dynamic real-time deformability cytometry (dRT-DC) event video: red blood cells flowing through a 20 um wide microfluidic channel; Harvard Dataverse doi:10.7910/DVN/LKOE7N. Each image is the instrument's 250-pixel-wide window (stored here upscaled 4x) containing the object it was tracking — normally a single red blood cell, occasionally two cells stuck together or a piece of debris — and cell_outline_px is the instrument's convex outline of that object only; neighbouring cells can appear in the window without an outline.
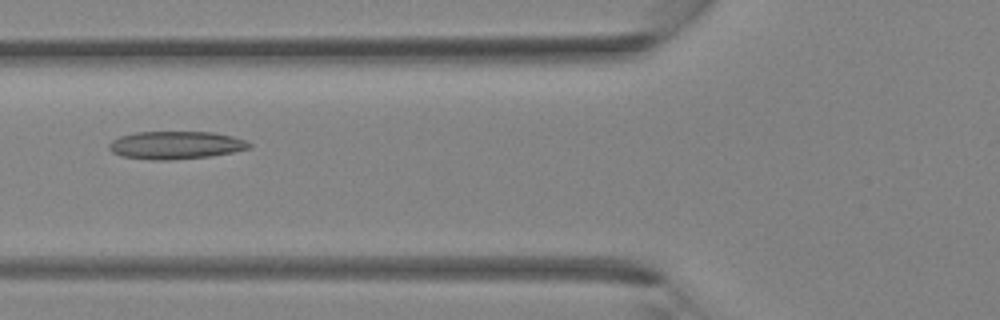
{"species": "Egyptian fruit bat (a non-hibernating species)", "species_latin": "Rousettus aegyptiacus", "temperature_condition": "room temperature", "stored_images_in_passage": 38, "camera_frame_rate_fps": 3000, "um_per_image_px": 0.085, "animal": {"sex": "female"}, "frame": {"image": 1, "passage_image": 15, "time_ms": 4.667, "image_size_px": [1000, 320], "cell_outline_px": [[252, 148], [232, 152], [208, 156], [172, 160], [152, 160], [120, 156], [112, 152], [108, 148], [108, 144], [112, 140], [120, 136], [136, 132], [212, 132], [232, 136], [244, 140], [252, 144]], "centroid_in_image_um": [14.91, 12.34], "position_along_channel_um": 110.9, "area_um2": 22.77}}
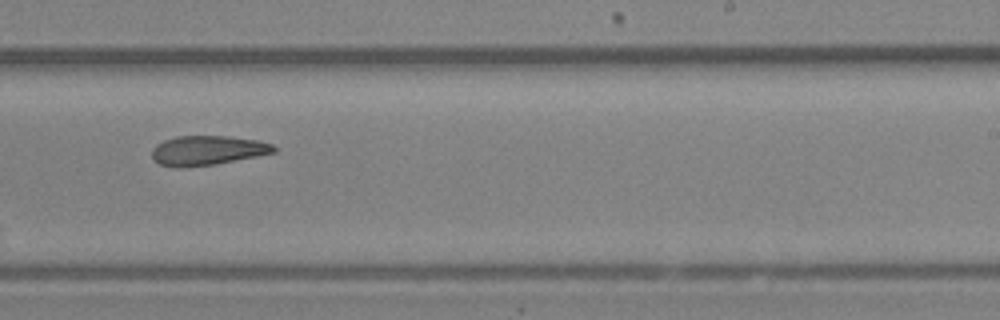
{"frame": {"image": 2, "passage_image": 24, "time_ms": 7.667, "image_size_px": [1000, 320], "cell_outline_px": [[276, 152], [216, 164], [184, 168], [176, 168], [160, 164], [152, 156], [152, 148], [156, 144], [164, 140], [176, 136], [228, 136], [260, 140], [272, 144], [276, 148]], "centroid_in_image_um": [17.63, 12.78], "position_along_channel_um": 271.4, "area_um2": 21.1}}
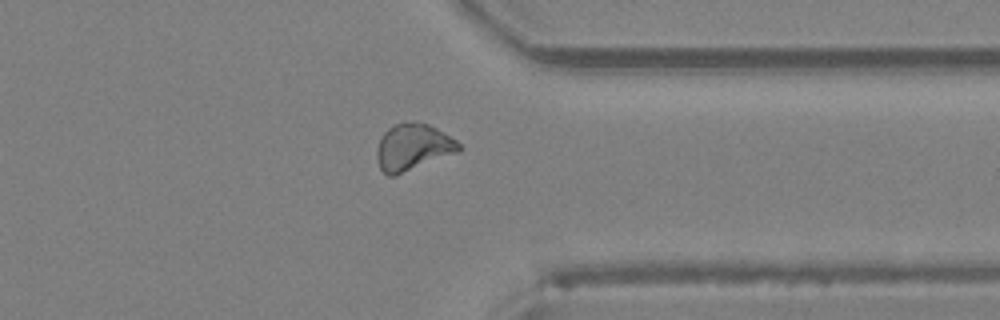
{"frame": {"image": 3, "passage_image": 30, "time_ms": 9.667, "image_size_px": [1000, 320], "cell_outline_px": [[464, 148], [456, 152], [396, 176], [388, 176], [380, 168], [376, 156], [376, 152], [380, 136], [392, 124], [412, 120], [428, 124], [444, 132], [456, 140]], "centroid_in_image_um": [35.07, 12.48], "position_along_channel_um": 376.3, "area_um2": 22.48}}